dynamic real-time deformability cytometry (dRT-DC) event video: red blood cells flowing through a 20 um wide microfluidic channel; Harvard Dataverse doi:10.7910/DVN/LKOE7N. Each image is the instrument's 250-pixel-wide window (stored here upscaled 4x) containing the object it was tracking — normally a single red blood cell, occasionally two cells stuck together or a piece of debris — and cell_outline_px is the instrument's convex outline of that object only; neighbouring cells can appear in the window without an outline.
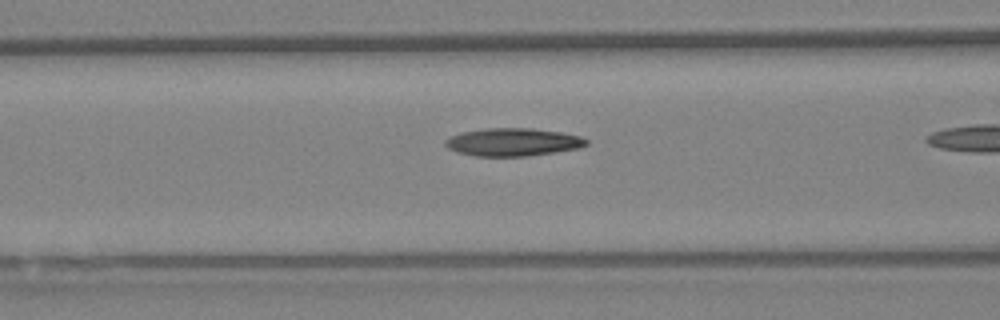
{"species": "Egyptian fruit bat (a non-hibernating species)", "species_latin": "Rousettus aegyptiacus", "temperature_condition": "warm", "stored_images_in_passage": 6, "camera_frame_rate_fps": 3000, "um_per_image_px": 0.085, "animal": {"sex": "female"}, "frame": {"image": 1, "passage_image": 5, "time_ms": 1.333, "image_size_px": [1000, 320], "cell_outline_px": [[588, 144], [580, 148], [524, 156], [476, 156], [456, 152], [448, 148], [444, 144], [444, 140], [460, 132], [484, 128], [532, 128], [560, 132], [580, 136], [588, 140]], "centroid_in_image_um": [43.57, 12.07], "position_along_channel_um": 123.0, "area_um2": 22.89}}